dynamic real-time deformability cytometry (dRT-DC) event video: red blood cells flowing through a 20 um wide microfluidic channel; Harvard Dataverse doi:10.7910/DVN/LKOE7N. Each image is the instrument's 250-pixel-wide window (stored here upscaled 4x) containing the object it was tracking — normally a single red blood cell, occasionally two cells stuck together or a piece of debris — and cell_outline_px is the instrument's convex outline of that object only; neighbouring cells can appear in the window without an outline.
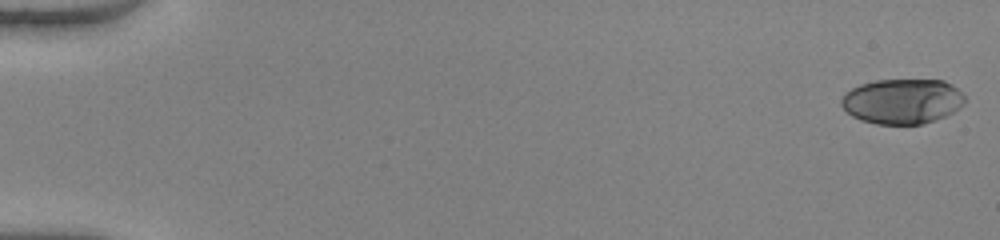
{"species": "human", "species_latin": "Homo sapiens", "temperature_condition": "warm", "stored_images_in_passage": 51, "camera_frame_rate_fps": 3000, "um_per_image_px": 0.085, "donor": {"sex": "female"}, "frame": {"image": 1, "passage_image": 1, "time_ms": 0.0, "image_size_px": [1000, 240], "cell_outline_px": [[964, 104], [960, 108], [944, 116], [924, 124], [876, 124], [860, 120], [852, 116], [840, 104], [840, 100], [844, 92], [860, 84], [876, 80], [944, 80], [952, 84], [964, 96]], "centroid_in_image_um": [76.67, 8.61], "position_along_channel_um": 8.3, "area_um2": 32.54}}
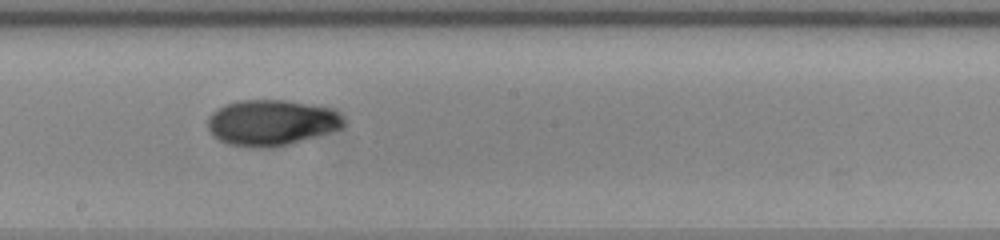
{"frame": {"image": 2, "passage_image": 30, "time_ms": 9.667, "image_size_px": [1000, 240], "cell_outline_px": [[344, 124], [340, 128], [328, 132], [288, 144], [268, 148], [256, 148], [228, 144], [212, 136], [208, 128], [208, 116], [212, 112], [224, 104], [240, 100], [284, 100], [332, 108], [340, 112], [344, 120]], "centroid_in_image_um": [23.03, 10.42], "position_along_channel_um": 225.2, "area_um2": 36.24}}
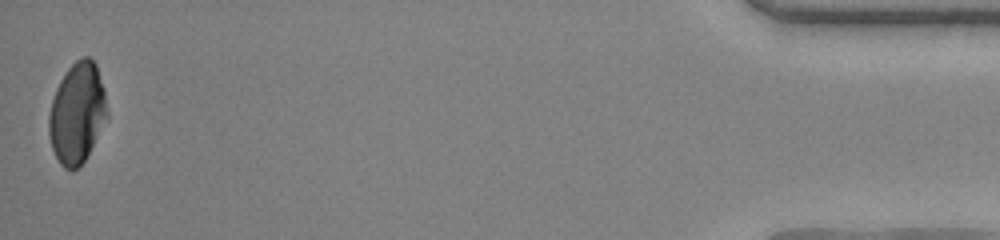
{"frame": {"image": 3, "passage_image": 51, "time_ms": 16.667, "image_size_px": [1000, 240], "cell_outline_px": [[108, 116], [84, 160], [72, 172], [64, 168], [60, 164], [52, 148], [48, 132], [48, 116], [52, 100], [56, 88], [60, 80], [68, 68], [76, 60], [84, 56], [88, 56], [96, 64], [104, 92], [108, 112]], "centroid_in_image_um": [6.53, 9.61], "position_along_channel_um": 428.7, "area_um2": 33.87}, "authors_computed_cell_mechanics": {"area_um2": 34.5066, "velocity_mm_per_s": 4.106, "shape_relaxation_time_tau1_ms": 7.8106, "shape_relaxation_time_tau2_ms": 0.5563, "deformation_change_tau1": 0.2672, "deformation_change_tau2": 0.0295}}